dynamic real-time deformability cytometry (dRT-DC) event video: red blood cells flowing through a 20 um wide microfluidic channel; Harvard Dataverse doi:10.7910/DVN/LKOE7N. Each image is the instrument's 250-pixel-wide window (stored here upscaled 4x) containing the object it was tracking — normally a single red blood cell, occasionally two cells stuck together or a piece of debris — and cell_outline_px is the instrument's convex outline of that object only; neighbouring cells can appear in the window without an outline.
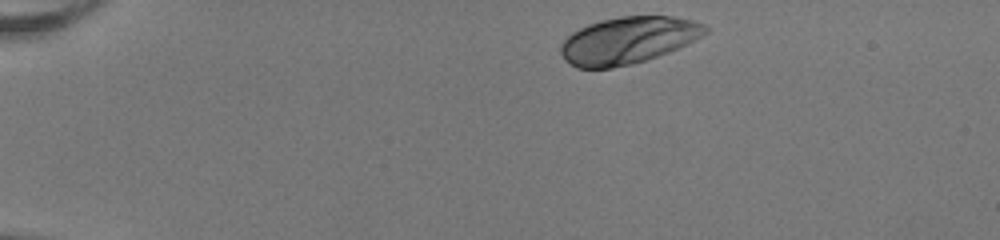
{"species": "human", "species_latin": "Homo sapiens", "temperature_condition": "room temperature", "stored_images_in_passage": 43, "camera_frame_rate_fps": 3000, "um_per_image_px": 0.085, "donor": {"sex": "female"}, "frame": {"image": 1, "passage_image": 1, "time_ms": 0.0, "image_size_px": [1000, 240], "cell_outline_px": [[708, 32], [668, 52], [632, 64], [612, 68], [576, 68], [564, 60], [560, 52], [560, 44], [572, 32], [588, 24], [600, 20], [620, 16], [672, 16], [692, 20], [704, 24], [708, 28]], "centroid_in_image_um": [53.33, 3.42], "position_along_channel_um": 31.7, "area_um2": 39.3}}
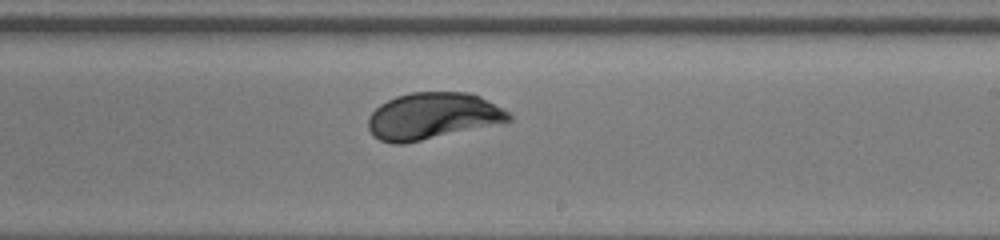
{"frame": {"image": 2, "passage_image": 24, "time_ms": 7.667, "image_size_px": [1000, 240], "cell_outline_px": [[512, 120], [404, 144], [392, 144], [380, 140], [372, 136], [368, 128], [368, 116], [380, 104], [396, 96], [412, 92], [468, 92], [480, 96], [508, 112], [512, 116]], "centroid_in_image_um": [36.71, 9.86], "position_along_channel_um": 252.3, "area_um2": 37.92}}
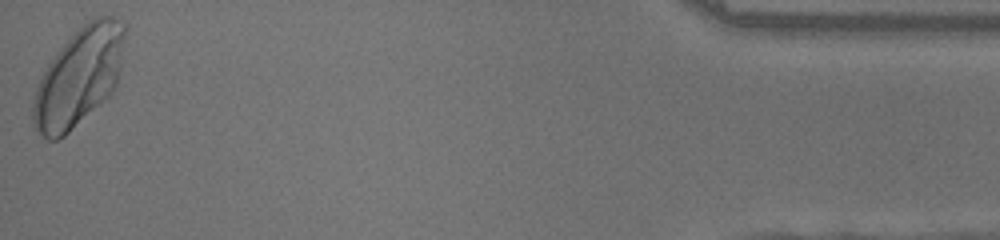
{"frame": {"image": 3, "passage_image": 43, "time_ms": 14.0, "image_size_px": [1000, 240], "cell_outline_px": [[128, 28], [116, 84], [112, 92], [104, 100], [64, 136], [56, 140], [48, 140], [36, 128], [32, 116], [32, 100], [36, 88], [48, 64], [56, 52], [88, 20], [96, 16], [112, 16], [128, 24]], "centroid_in_image_um": [6.74, 6.49], "position_along_channel_um": 428.5, "area_um2": 52.08}, "authors_computed_cell_mechanics": {"area_um2": 38.3792, "velocity_mm_per_s": 3.9772, "shape_relaxation_time_tau1_ms": 1.6909, "shape_relaxation_time_tau2_ms": null, "deformation_change_tau1": 0.141, "deformation_change_tau2": null}}